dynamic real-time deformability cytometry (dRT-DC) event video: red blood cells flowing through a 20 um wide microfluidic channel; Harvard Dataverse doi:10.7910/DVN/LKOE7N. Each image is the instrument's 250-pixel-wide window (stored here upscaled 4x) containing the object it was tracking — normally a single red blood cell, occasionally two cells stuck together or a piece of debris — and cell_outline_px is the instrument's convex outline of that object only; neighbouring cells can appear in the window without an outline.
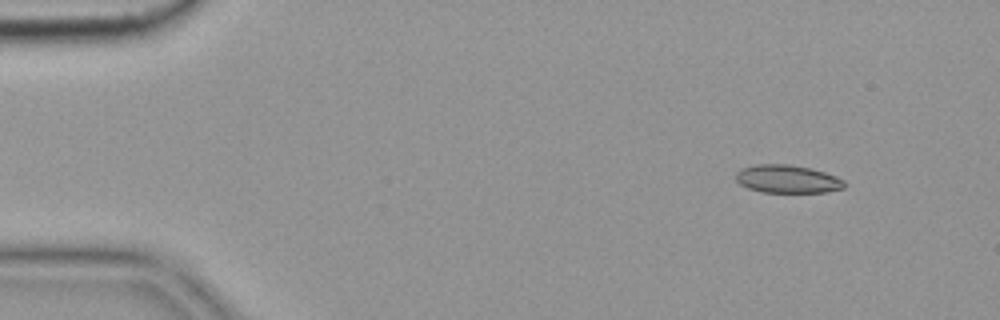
{"species": "common noctule bat (a hibernating species)", "species_latin": "Nyctalus noctula", "temperature_condition": "cold", "stored_images_in_passage": 5, "camera_frame_rate_fps": 3000, "um_per_image_px": 0.085, "animal": {"sex": "female", "body_mass_g": 19.9}, "frame": {"image": 1, "passage_image": 1, "time_ms": 0.0, "image_size_px": [1000, 320], "cell_outline_px": [[844, 188], [828, 192], [760, 192], [748, 188], [740, 184], [736, 180], [736, 172], [740, 168], [756, 164], [788, 164], [808, 168], [824, 172], [836, 176], [844, 180]], "centroid_in_image_um": [66.9, 15.22], "position_along_channel_um": 18.1, "area_um2": 17.74}}
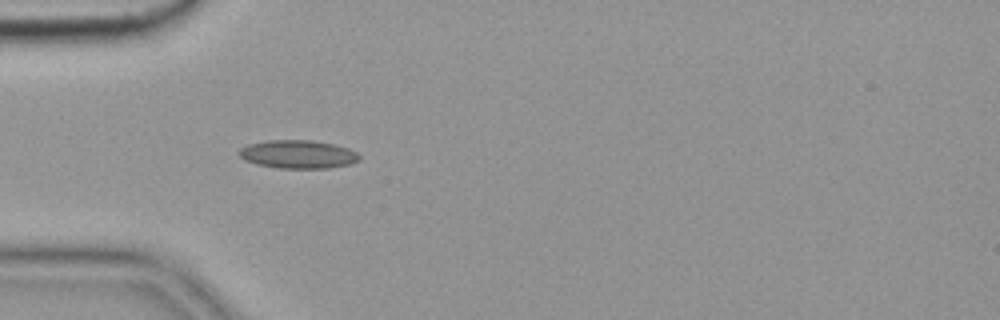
{"frame": {"image": 2, "passage_image": 4, "time_ms": 1.0, "image_size_px": [1000, 320], "cell_outline_px": [[360, 160], [352, 164], [328, 168], [280, 168], [256, 164], [244, 160], [236, 152], [240, 148], [248, 144], [268, 140], [312, 140], [332, 144], [348, 148], [356, 152], [360, 156]], "centroid_in_image_um": [25.32, 13.11], "position_along_channel_um": 59.7, "area_um2": 19.94}}